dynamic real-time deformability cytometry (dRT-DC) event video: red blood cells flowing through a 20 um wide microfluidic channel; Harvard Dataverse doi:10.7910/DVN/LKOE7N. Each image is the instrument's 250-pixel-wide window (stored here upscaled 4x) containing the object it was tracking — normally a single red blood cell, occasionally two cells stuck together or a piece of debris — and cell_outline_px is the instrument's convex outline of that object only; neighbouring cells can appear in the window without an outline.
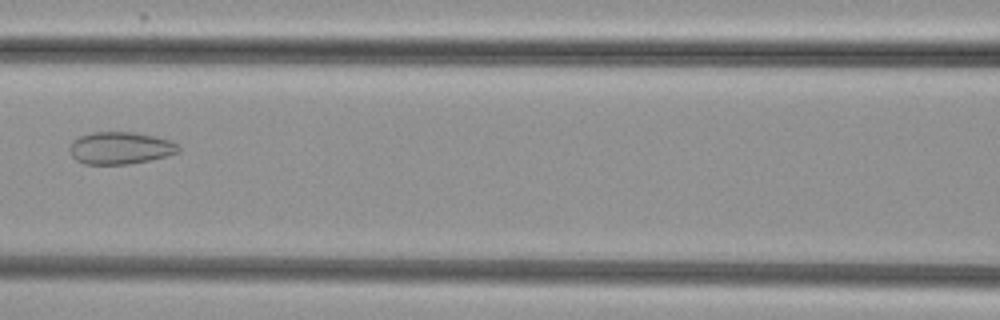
{"species": "common noctule bat (a hibernating species)", "species_latin": "Nyctalus noctula", "temperature_condition": "cold", "stored_images_in_passage": 5, "camera_frame_rate_fps": 3000, "um_per_image_px": 0.085, "animal": {"sex": "female", "body_mass_g": 29.2, "forearm_length_mm": 56.3}, "frame": {"image": 1, "passage_image": 5, "time_ms": 7.667, "image_size_px": [1000, 320], "cell_outline_px": [[180, 152], [148, 160], [128, 164], [84, 164], [76, 160], [72, 156], [68, 148], [72, 140], [80, 136], [92, 132], [136, 132], [156, 136], [168, 140], [176, 144], [180, 148]], "centroid_in_image_um": [10.18, 12.57], "position_along_channel_um": 156.4, "area_um2": 20.46}}